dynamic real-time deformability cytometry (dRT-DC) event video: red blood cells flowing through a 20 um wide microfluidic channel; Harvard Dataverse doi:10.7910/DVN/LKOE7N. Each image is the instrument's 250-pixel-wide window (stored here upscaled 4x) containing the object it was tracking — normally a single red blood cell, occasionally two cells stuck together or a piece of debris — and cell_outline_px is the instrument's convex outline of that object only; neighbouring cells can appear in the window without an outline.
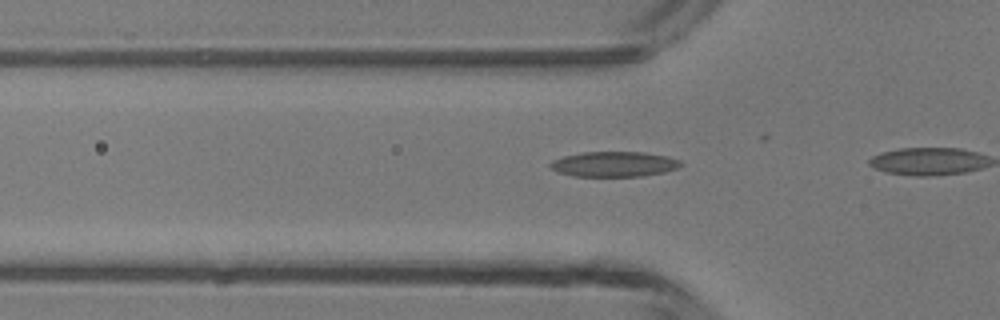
{"species": "common noctule bat (a hibernating species)", "species_latin": "Nyctalus noctula", "temperature_condition": "room temperature", "stored_images_in_passage": 8, "camera_frame_rate_fps": 3000, "um_per_image_px": 0.085, "animal": {"sex": "male", "body_mass_g": 13.3}, "frame": {"image": 1, "passage_image": 4, "time_ms": 1.0, "image_size_px": [1000, 320], "cell_outline_px": [[684, 164], [676, 168], [664, 172], [640, 176], [572, 176], [560, 172], [552, 168], [548, 164], [552, 160], [564, 156], [584, 152], [644, 152], [664, 156], [680, 160]], "centroid_in_image_um": [52.19, 13.95], "position_along_channel_um": 73.6, "area_um2": 18.96}}
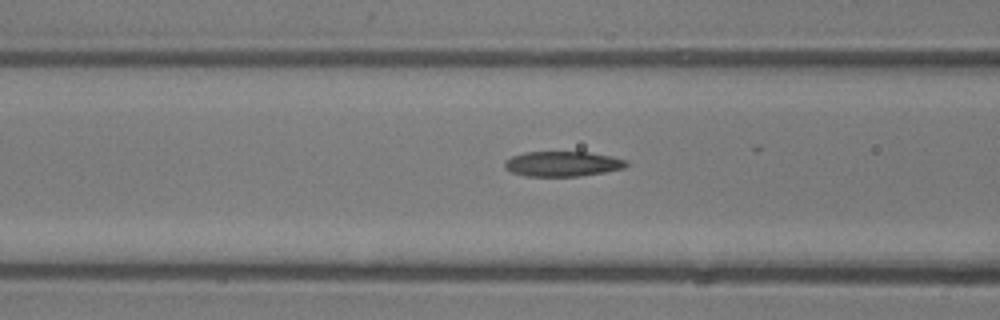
{"frame": {"image": 2, "passage_image": 7, "time_ms": 2.0, "image_size_px": [1000, 320], "cell_outline_px": [[628, 164], [624, 168], [604, 172], [576, 176], [524, 176], [512, 172], [504, 168], [504, 164], [512, 156], [524, 152], [592, 152], [612, 156], [628, 160]], "centroid_in_image_um": [47.84, 13.92], "position_along_channel_um": 118.8, "area_um2": 17.8}}